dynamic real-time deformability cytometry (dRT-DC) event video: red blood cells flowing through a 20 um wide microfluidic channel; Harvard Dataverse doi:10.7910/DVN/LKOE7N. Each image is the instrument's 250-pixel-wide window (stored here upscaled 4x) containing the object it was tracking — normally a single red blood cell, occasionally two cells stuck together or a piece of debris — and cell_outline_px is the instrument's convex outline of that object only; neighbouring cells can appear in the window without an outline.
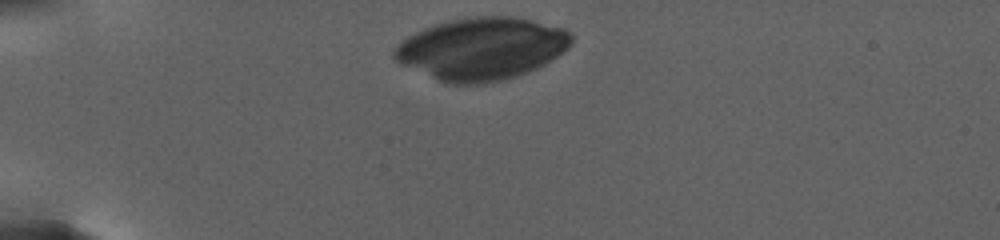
{"species": "human", "species_latin": "Homo sapiens", "temperature_condition": "warm", "stored_images_in_passage": 7, "camera_frame_rate_fps": 3000, "um_per_image_px": 0.085, "donor": {"sex": "female"}, "frame": {"image": 1, "passage_image": 1, "time_ms": 0.0, "image_size_px": [1000, 240], "cell_outline_px": [[572, 44], [568, 48], [544, 64], [536, 68], [516, 76], [504, 80], [480, 84], [448, 84], [400, 64], [392, 56], [392, 52], [396, 44], [400, 40], [424, 28], [448, 20], [468, 16], [512, 16], [532, 20], [564, 28], [572, 36]], "centroid_in_image_um": [40.91, 4.13], "position_along_channel_um": 44.1, "area_um2": 64.45}}